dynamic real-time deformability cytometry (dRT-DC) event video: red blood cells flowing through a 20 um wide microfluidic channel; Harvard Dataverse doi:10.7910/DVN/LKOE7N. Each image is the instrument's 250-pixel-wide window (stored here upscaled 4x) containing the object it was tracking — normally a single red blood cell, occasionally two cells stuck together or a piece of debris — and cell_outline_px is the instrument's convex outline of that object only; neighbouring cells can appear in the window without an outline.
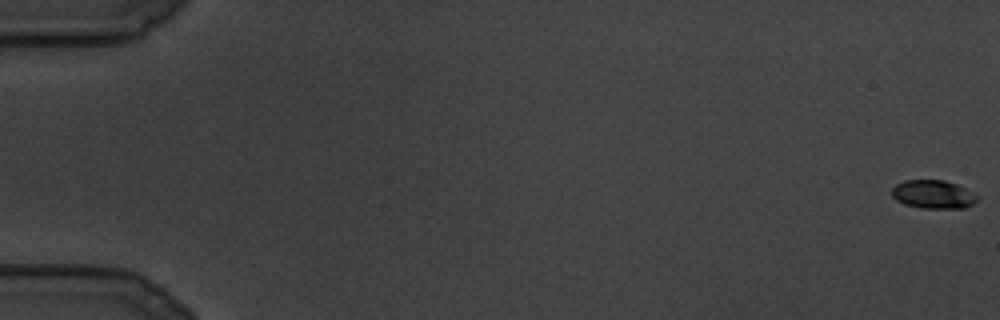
{"species": "common noctule bat (a hibernating species)", "species_latin": "Nyctalus noctula", "temperature_condition": "cold", "stored_images_in_passage": 110, "camera_frame_rate_fps": 3000, "um_per_image_px": 0.085, "animal": {"sex": "male", "body_mass_g": 19.5, "forearm_length_mm": 54.6}, "frame": {"image": 1, "passage_image": 1, "time_ms": 0.0, "image_size_px": [1000, 320], "cell_outline_px": [[980, 196], [972, 204], [964, 208], [920, 208], [904, 204], [896, 200], [892, 196], [892, 188], [896, 184], [904, 180], [944, 180], [956, 184]], "centroid_in_image_um": [79.31, 16.52], "position_along_channel_um": 5.7, "area_um2": 14.16}}
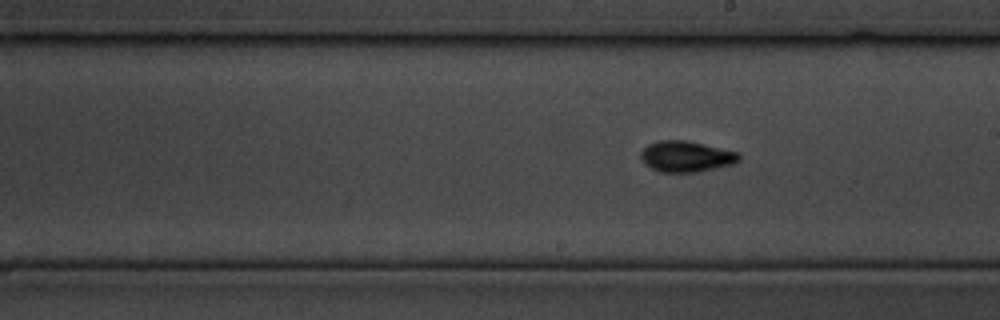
{"frame": {"image": 2, "passage_image": 63, "time_ms": 20.667, "image_size_px": [1000, 320], "cell_outline_px": [[740, 160], [732, 164], [696, 172], [660, 172], [644, 164], [640, 156], [640, 152], [648, 144], [660, 140], [684, 140], [736, 152], [740, 156]], "centroid_in_image_um": [58.27, 13.3], "position_along_channel_um": 230.7, "area_um2": 17.4}}
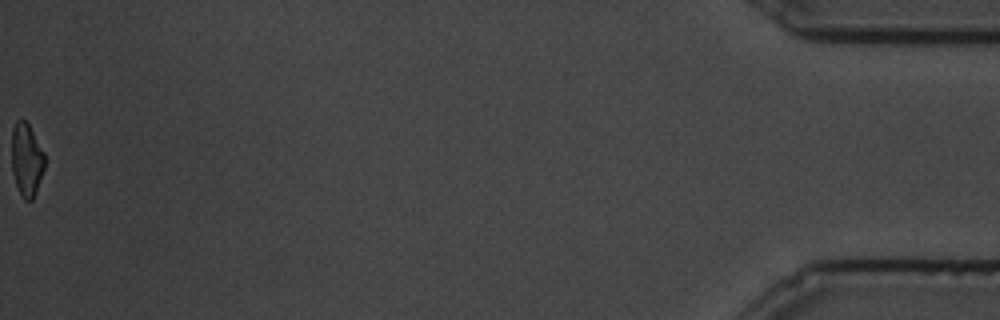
{"frame": {"image": 3, "passage_image": 110, "time_ms": 36.333, "image_size_px": [1000, 320], "cell_outline_px": [[44, 168], [36, 192], [32, 200], [24, 200], [16, 184], [12, 172], [12, 128], [16, 120], [24, 120], [28, 124], [44, 152]], "centroid_in_image_um": [2.25, 13.57], "position_along_channel_um": 433.0, "area_um2": 13.87}}